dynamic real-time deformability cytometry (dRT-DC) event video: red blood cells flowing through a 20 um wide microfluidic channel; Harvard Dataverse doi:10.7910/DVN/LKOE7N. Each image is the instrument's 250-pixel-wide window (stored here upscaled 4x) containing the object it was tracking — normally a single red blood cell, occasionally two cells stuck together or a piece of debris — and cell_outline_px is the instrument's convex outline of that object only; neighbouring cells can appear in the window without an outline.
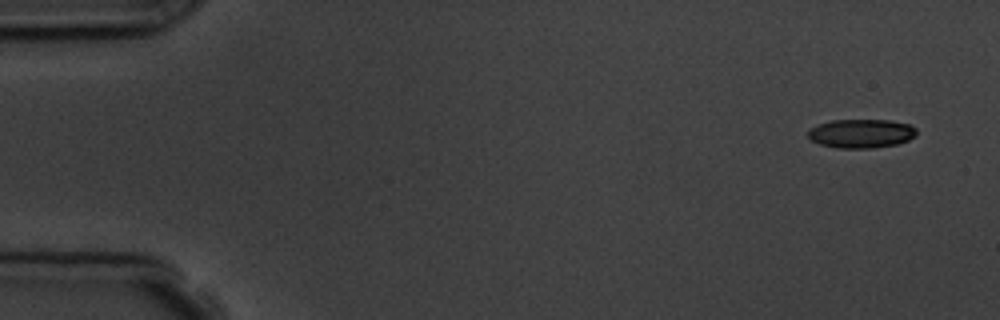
{"species": "common noctule bat (a hibernating species)", "species_latin": "Nyctalus noctula", "temperature_condition": "room temperature", "stored_images_in_passage": 4, "camera_frame_rate_fps": 3000, "um_per_image_px": 0.085, "animal": {"sex": "male", "body_mass_g": 19.5, "forearm_length_mm": 54.6}, "frame": {"image": 1, "passage_image": 1, "time_ms": 0.0, "image_size_px": [1000, 320], "cell_outline_px": [[916, 136], [908, 140], [896, 144], [872, 148], [840, 148], [820, 144], [812, 140], [808, 136], [808, 128], [832, 120], [888, 120], [908, 124], [916, 128]], "centroid_in_image_um": [73.2, 11.34], "position_along_channel_um": 11.8, "area_um2": 18.15}}
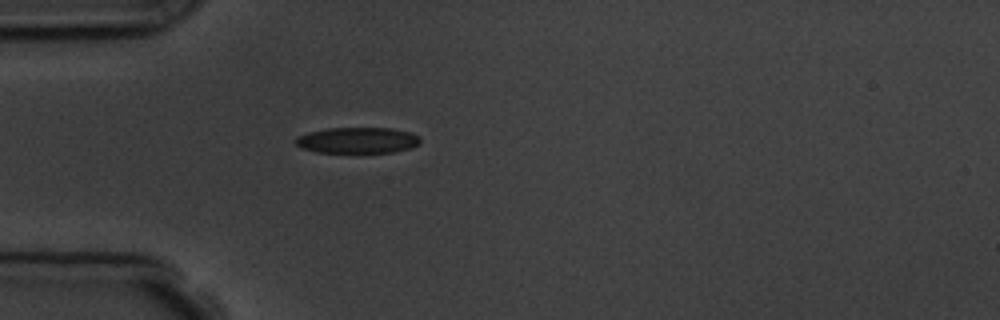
{"frame": {"image": 2, "passage_image": 4, "time_ms": 4.333, "image_size_px": [1000, 320], "cell_outline_px": [[420, 144], [412, 148], [392, 152], [316, 152], [300, 148], [296, 144], [296, 136], [308, 132], [328, 128], [392, 128], [412, 132], [420, 136]], "centroid_in_image_um": [30.42, 11.92], "position_along_channel_um": 54.6, "area_um2": 19.02}}